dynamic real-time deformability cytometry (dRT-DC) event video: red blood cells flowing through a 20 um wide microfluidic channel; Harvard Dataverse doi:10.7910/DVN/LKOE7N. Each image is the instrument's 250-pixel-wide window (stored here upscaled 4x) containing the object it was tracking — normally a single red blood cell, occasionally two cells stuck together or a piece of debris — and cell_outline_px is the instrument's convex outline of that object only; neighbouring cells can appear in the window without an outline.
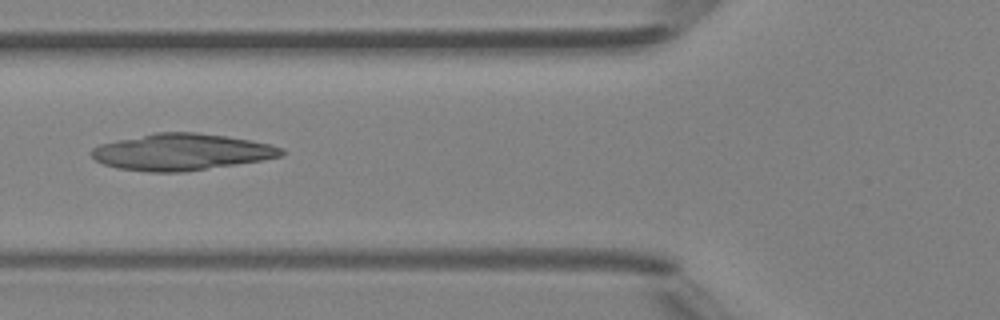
{"species": "Egyptian fruit bat (a non-hibernating species)", "species_latin": "Rousettus aegyptiacus", "temperature_condition": "room temperature", "stored_images_in_passage": 5, "camera_frame_rate_fps": 3000, "um_per_image_px": 0.085, "animal": {"sex": "female"}, "frame": {"image": 1, "passage_image": 5, "time_ms": 5.333, "image_size_px": [1000, 320], "cell_outline_px": [[284, 152], [280, 156], [260, 160], [184, 172], [148, 172], [116, 168], [104, 164], [96, 160], [92, 156], [92, 148], [100, 144], [116, 140], [156, 132], [196, 132], [252, 140], [272, 144], [284, 148]], "centroid_in_image_um": [15.42, 12.91], "position_along_channel_um": 110.4, "area_um2": 40.29}}